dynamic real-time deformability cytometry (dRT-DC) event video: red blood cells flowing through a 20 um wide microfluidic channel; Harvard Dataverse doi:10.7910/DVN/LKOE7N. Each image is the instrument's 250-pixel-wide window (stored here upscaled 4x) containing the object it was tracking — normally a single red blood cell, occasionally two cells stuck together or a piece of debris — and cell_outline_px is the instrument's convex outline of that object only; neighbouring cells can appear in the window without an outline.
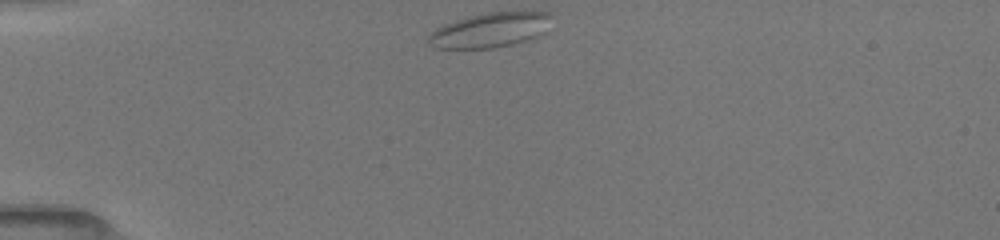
{"species": "common noctule bat (a hibernating species)", "species_latin": "Nyctalus noctula", "temperature_condition": "room temperature", "stored_images_in_passage": 4, "camera_frame_rate_fps": 3000, "um_per_image_px": 0.085, "animal": {"sex": "female", "body_mass_g": 19.5, "forearm_length_mm": 54.1}, "frame": {"image": 1, "passage_image": 1, "time_ms": 0.0, "image_size_px": [1000, 240], "cell_outline_px": [[552, 16], [548, 32], [528, 40], [512, 44], [492, 48], [432, 48], [428, 44], [428, 36], [436, 28], [444, 24], [468, 16], [488, 12], [548, 12]], "centroid_in_image_um": [41.68, 2.56], "position_along_channel_um": 43.3, "area_um2": 25.09}}
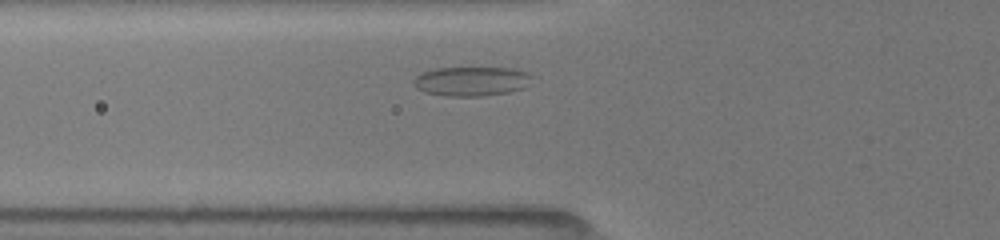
{"frame": {"image": 2, "passage_image": 4, "time_ms": 2.0, "image_size_px": [1000, 240], "cell_outline_px": [[532, 76], [524, 88], [508, 92], [480, 96], [444, 96], [424, 92], [416, 88], [412, 80], [416, 76], [424, 72], [436, 68], [512, 68], [528, 72]], "centroid_in_image_um": [40.05, 6.91], "position_along_channel_um": 85.7, "area_um2": 20.17}}